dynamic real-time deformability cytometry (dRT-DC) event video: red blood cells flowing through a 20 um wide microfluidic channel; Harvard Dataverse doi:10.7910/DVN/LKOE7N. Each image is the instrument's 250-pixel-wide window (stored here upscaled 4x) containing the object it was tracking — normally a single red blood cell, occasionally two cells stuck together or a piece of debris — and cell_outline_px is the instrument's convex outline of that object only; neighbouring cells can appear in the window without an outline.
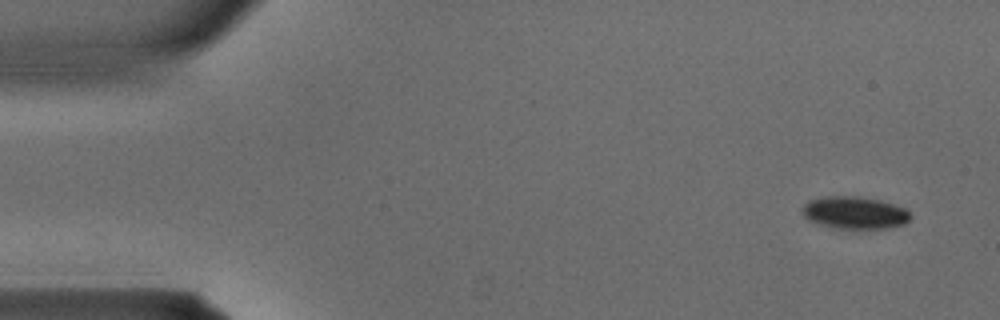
{"species": "common noctule bat (a hibernating species)", "species_latin": "Nyctalus noctula", "temperature_condition": "warm", "stored_images_in_passage": 35, "camera_frame_rate_fps": 3000, "um_per_image_px": 0.085, "animal": {"sex": "male", "body_mass_g": 15.6}, "frame": {"image": 1, "passage_image": 2, "time_ms": 0.333, "image_size_px": [1000, 320], "cell_outline_px": [[912, 216], [904, 224], [884, 228], [860, 232], [832, 228], [808, 220], [800, 212], [800, 208], [808, 200], [824, 196], [860, 196], [880, 200], [908, 208]], "centroid_in_image_um": [72.64, 18.11], "position_along_channel_um": 12.4, "area_um2": 21.44}}
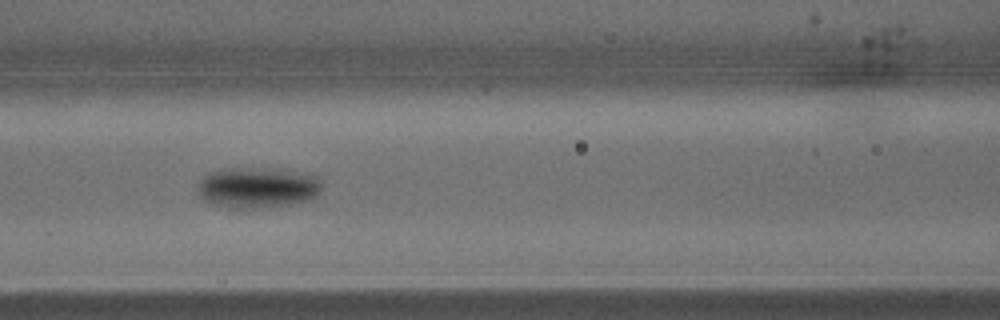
{"frame": {"image": 2, "passage_image": 15, "time_ms": 4.667, "image_size_px": [1000, 320], "cell_outline_px": [[320, 188], [316, 196], [308, 200], [288, 204], [260, 208], [228, 208], [212, 204], [204, 200], [196, 192], [196, 188], [200, 176], [208, 172], [224, 168], [240, 168], [296, 172], [316, 176], [320, 180]], "centroid_in_image_um": [21.76, 15.96], "position_along_channel_um": 144.8, "area_um2": 29.3}}
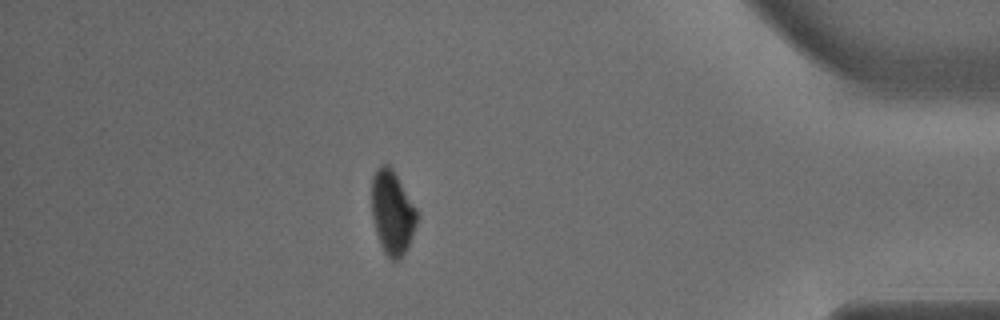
{"frame": {"image": 3, "passage_image": 31, "time_ms": 10.0, "image_size_px": [1000, 320], "cell_outline_px": [[416, 224], [408, 248], [400, 260], [392, 260], [384, 252], [380, 244], [376, 232], [372, 216], [372, 176], [376, 168], [384, 164], [388, 164], [392, 168], [416, 208]], "centroid_in_image_um": [33.33, 18.07], "position_along_channel_um": 401.9, "area_um2": 21.96}}